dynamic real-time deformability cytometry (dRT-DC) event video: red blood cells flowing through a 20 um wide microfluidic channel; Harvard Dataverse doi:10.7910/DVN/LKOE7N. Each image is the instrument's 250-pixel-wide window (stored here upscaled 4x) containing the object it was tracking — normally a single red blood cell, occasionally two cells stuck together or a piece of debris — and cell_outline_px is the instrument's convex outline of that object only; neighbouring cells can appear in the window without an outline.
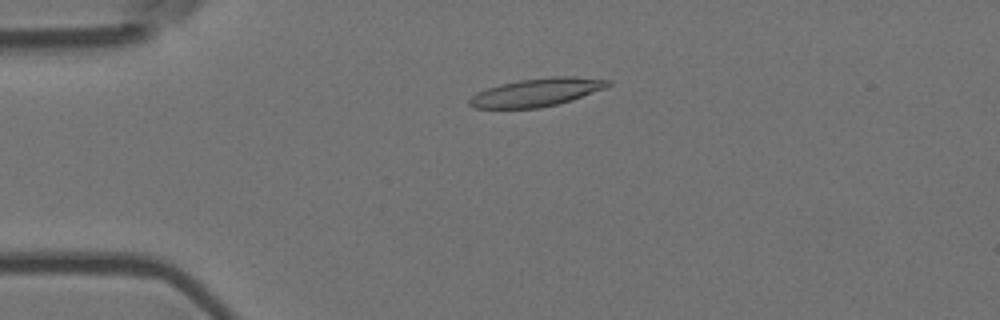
{"species": "Egyptian fruit bat (a non-hibernating species)", "species_latin": "Rousettus aegyptiacus", "temperature_condition": "room temperature", "stored_images_in_passage": 4, "camera_frame_rate_fps": 3000, "um_per_image_px": 0.085, "animal": {"sex": "female"}, "frame": {"image": 1, "passage_image": 2, "time_ms": 0.333, "image_size_px": [1000, 320], "cell_outline_px": [[612, 84], [604, 88], [572, 100], [540, 108], [472, 108], [468, 104], [468, 100], [476, 92], [500, 84], [520, 80], [552, 76], [572, 76], [612, 80]], "centroid_in_image_um": [45.61, 7.84], "position_along_channel_um": 39.4, "area_um2": 22.66}}
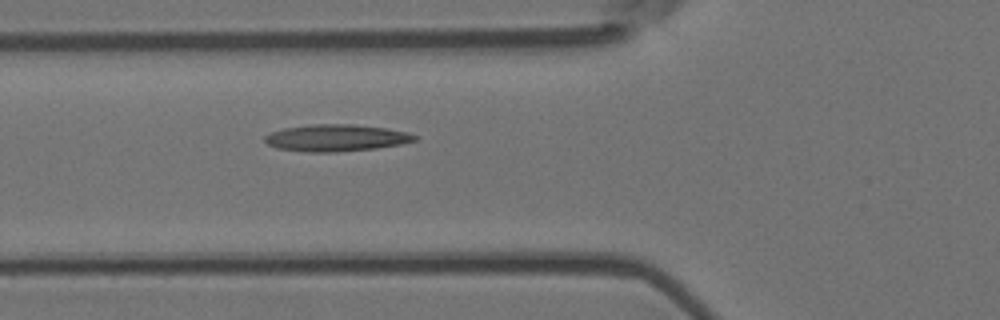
{"frame": {"image": 2, "passage_image": 4, "time_ms": 1.0, "image_size_px": [1000, 320], "cell_outline_px": [[416, 140], [400, 144], [376, 148], [336, 152], [308, 152], [276, 148], [268, 144], [264, 140], [264, 136], [272, 132], [284, 128], [312, 124], [352, 124], [384, 128], [408, 132], [416, 136]], "centroid_in_image_um": [28.54, 11.72], "position_along_channel_um": 97.3, "area_um2": 23.29}}